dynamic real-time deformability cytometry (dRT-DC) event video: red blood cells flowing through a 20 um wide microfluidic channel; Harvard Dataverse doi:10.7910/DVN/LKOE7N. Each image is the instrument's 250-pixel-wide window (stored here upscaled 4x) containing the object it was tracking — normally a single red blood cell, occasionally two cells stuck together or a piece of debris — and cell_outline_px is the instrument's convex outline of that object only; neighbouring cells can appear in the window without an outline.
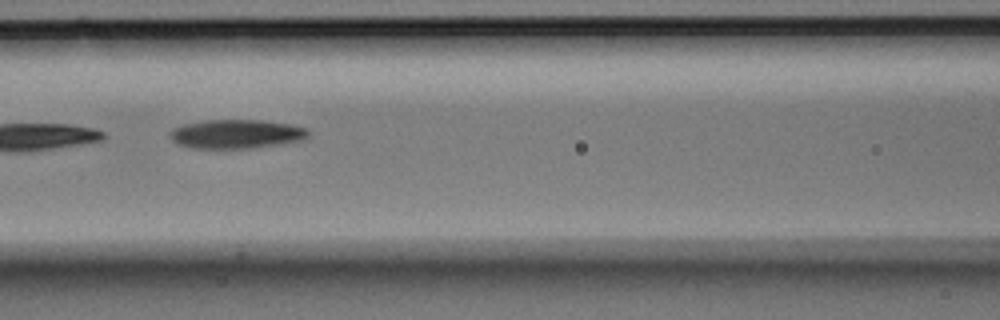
{"species": "Egyptian fruit bat (a non-hibernating species)", "species_latin": "Rousettus aegyptiacus", "temperature_condition": "room temperature", "stored_images_in_passage": 5, "camera_frame_rate_fps": 3000, "um_per_image_px": 0.085, "animal": {"sex": "male"}, "frame": {"image": 1, "passage_image": 4, "time_ms": 1.0, "image_size_px": [1000, 320], "cell_outline_px": [[308, 136], [300, 140], [252, 148], [192, 148], [176, 144], [172, 140], [168, 132], [172, 128], [184, 124], [204, 120], [260, 120], [288, 124], [308, 128]], "centroid_in_image_um": [20.02, 11.38], "position_along_channel_um": 146.6, "area_um2": 23.24}}